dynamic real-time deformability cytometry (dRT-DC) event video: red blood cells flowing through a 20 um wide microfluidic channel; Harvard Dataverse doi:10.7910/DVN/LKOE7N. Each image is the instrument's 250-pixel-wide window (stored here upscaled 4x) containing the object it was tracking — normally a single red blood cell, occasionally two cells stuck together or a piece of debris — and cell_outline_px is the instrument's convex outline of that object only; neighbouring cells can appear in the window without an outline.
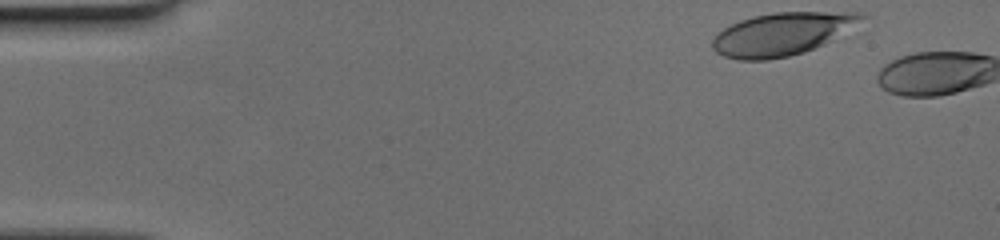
{"species": "human", "species_latin": "Homo sapiens", "temperature_condition": "cold", "stored_images_in_passage": 3, "camera_frame_rate_fps": 3000, "um_per_image_px": 0.085, "donor": {"sex": "female"}, "frame": {"image": 1, "passage_image": 1, "time_ms": 0.0, "image_size_px": [1000, 240], "cell_outline_px": [[868, 16], [824, 44], [804, 52], [788, 56], [768, 60], [740, 60], [724, 56], [716, 52], [712, 48], [712, 40], [724, 28], [740, 20], [752, 16], [776, 12], [860, 12]], "centroid_in_image_um": [66.44, 2.89], "position_along_channel_um": 18.6, "area_um2": 36.7}}